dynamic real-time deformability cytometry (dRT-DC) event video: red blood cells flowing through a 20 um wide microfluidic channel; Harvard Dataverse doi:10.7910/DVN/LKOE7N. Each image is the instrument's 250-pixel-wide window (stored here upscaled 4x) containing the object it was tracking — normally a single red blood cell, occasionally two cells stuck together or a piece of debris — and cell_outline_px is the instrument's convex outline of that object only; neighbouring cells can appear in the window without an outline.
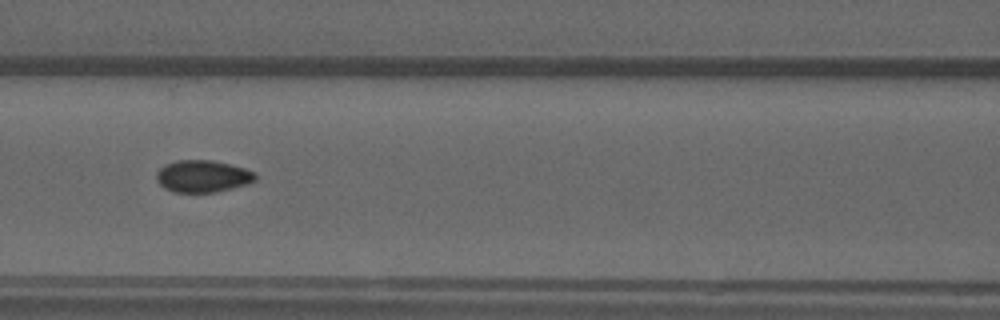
{"species": "common noctule bat (a hibernating species)", "species_latin": "Nyctalus noctula", "temperature_condition": "warm", "stored_images_in_passage": 50, "camera_frame_rate_fps": 3000, "um_per_image_px": 0.085, "animal": {"sex": "male", "forearm_length_mm": 52.5}, "frame": {"image": 1, "passage_image": 23, "time_ms": 7.333, "image_size_px": [1000, 320], "cell_outline_px": [[256, 180], [248, 184], [216, 192], [172, 192], [164, 188], [156, 180], [156, 172], [160, 168], [176, 160], [212, 160], [244, 168], [256, 172]], "centroid_in_image_um": [17.23, 14.98], "position_along_channel_um": 149.4, "area_um2": 18.5}}
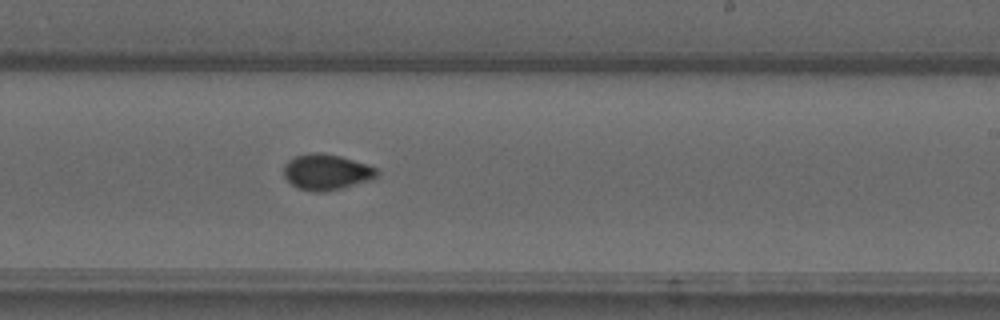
{"frame": {"image": 2, "passage_image": 32, "time_ms": 10.333, "image_size_px": [1000, 320], "cell_outline_px": [[380, 172], [372, 180], [324, 192], [312, 192], [300, 188], [292, 184], [284, 176], [284, 164], [288, 160], [296, 156], [340, 156], [368, 164], [376, 168]], "centroid_in_image_um": [27.8, 14.67], "position_along_channel_um": 261.2, "area_um2": 18.67}}
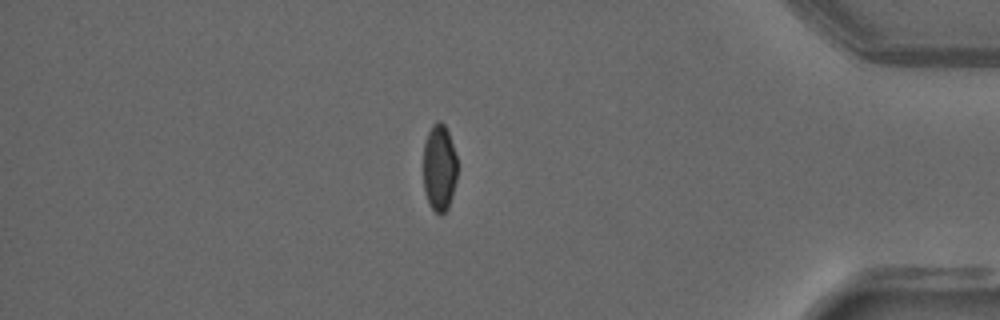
{"frame": {"image": 3, "passage_image": 46, "time_ms": 15.0, "image_size_px": [1000, 320], "cell_outline_px": [[456, 180], [448, 208], [440, 216], [428, 204], [424, 188], [424, 144], [428, 132], [432, 124], [436, 120], [440, 120], [444, 124], [448, 132], [456, 156]], "centroid_in_image_um": [37.33, 14.25], "position_along_channel_um": 397.9, "area_um2": 17.11}, "authors_computed_cell_mechanics": {"area_um2": 18.2359, "velocity_mm_per_s": 3.751, "shape_relaxation_time_tau1_ms": null, "shape_relaxation_time_tau2_ms": 1.0161, "deformation_change_tau1": null, "deformation_change_tau2": 0.046}}